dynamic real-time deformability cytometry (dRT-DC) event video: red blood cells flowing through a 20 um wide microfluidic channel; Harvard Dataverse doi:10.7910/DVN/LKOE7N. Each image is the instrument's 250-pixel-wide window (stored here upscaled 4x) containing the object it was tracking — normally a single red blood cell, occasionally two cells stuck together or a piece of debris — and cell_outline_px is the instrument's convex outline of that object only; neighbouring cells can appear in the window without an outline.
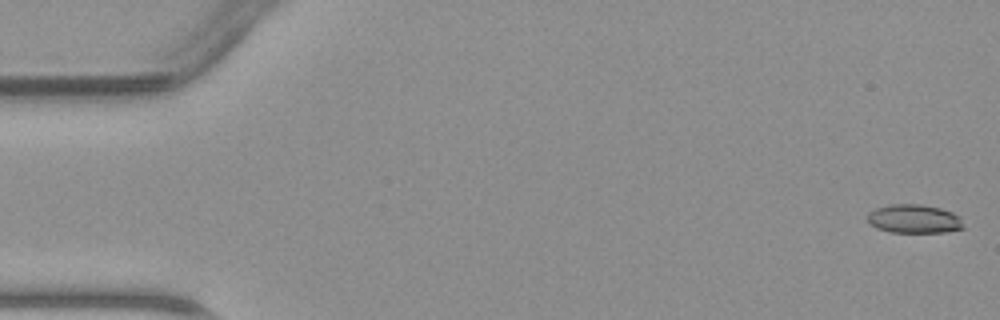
{"species": "common noctule bat (a hibernating species)", "species_latin": "Nyctalus noctula", "temperature_condition": "warm", "stored_images_in_passage": 47, "camera_frame_rate_fps": 3000, "um_per_image_px": 0.085, "animal": {"sex": "male", "body_mass_g": 23.1, "forearm_length_mm": 52.7}, "frame": {"image": 1, "passage_image": 1, "time_ms": 0.0, "image_size_px": [1000, 320], "cell_outline_px": [[964, 228], [944, 232], [892, 232], [876, 228], [868, 220], [868, 212], [876, 208], [888, 204], [920, 204], [940, 208], [952, 212], [960, 216]], "centroid_in_image_um": [77.7, 18.59], "position_along_channel_um": 7.3, "area_um2": 16.01}}
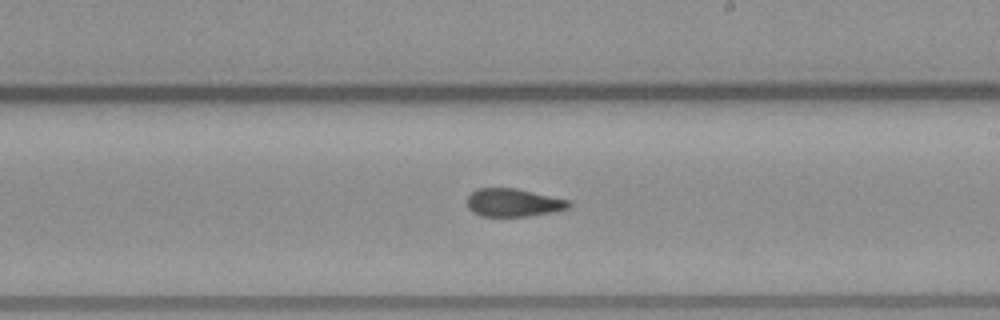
{"frame": {"image": 2, "passage_image": 27, "time_ms": 8.667, "image_size_px": [1000, 320], "cell_outline_px": [[572, 204], [568, 208], [552, 212], [528, 216], [480, 216], [472, 212], [468, 208], [468, 196], [476, 188], [516, 188], [568, 200]], "centroid_in_image_um": [43.61, 17.22], "position_along_channel_um": 245.4, "area_um2": 16.53}}
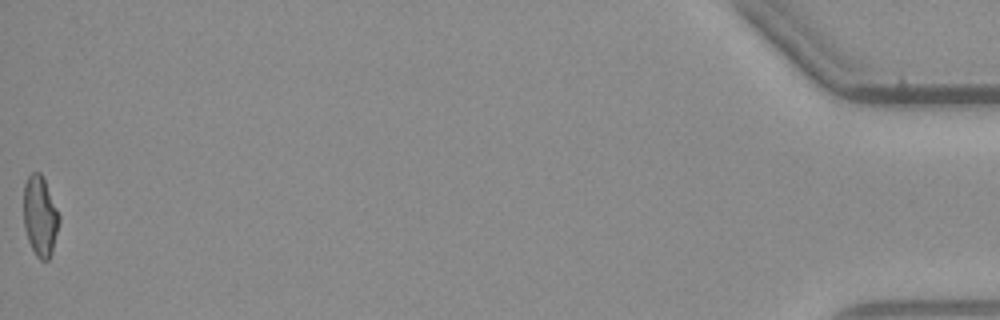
{"frame": {"image": 3, "passage_image": 47, "time_ms": 15.333, "image_size_px": [1000, 320], "cell_outline_px": [[60, 220], [52, 252], [48, 260], [40, 260], [36, 256], [28, 240], [24, 228], [24, 184], [28, 176], [32, 172], [40, 172], [44, 180], [60, 216]], "centroid_in_image_um": [3.4, 18.39], "position_along_channel_um": 431.8, "area_um2": 16.47}}